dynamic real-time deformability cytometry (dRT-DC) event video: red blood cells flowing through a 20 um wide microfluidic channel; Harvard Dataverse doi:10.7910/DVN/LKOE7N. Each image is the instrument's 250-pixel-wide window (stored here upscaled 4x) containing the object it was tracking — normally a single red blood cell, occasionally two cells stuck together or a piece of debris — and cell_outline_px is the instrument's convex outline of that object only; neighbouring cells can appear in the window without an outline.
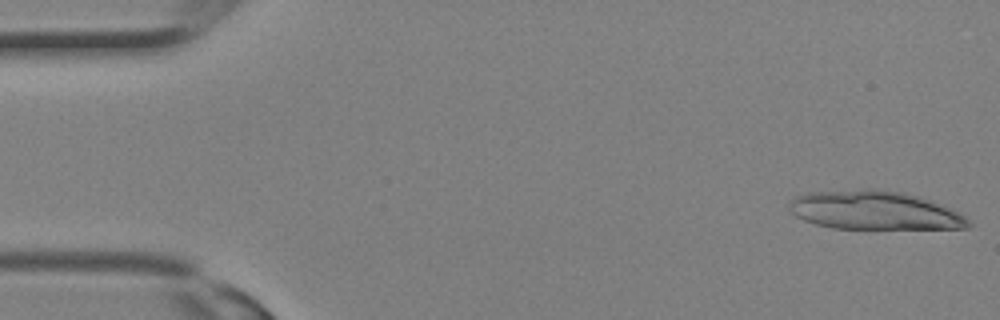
{"species": "Egyptian fruit bat (a non-hibernating species)", "species_latin": "Rousettus aegyptiacus", "temperature_condition": "room temperature", "stored_images_in_passage": 32, "camera_frame_rate_fps": 3000, "um_per_image_px": 0.085, "animal": {"sex": "female"}, "frame": {"image": 1, "passage_image": 1, "time_ms": 0.0, "image_size_px": [1000, 320], "cell_outline_px": [[972, 224], [968, 228], [832, 228], [816, 224], [804, 220], [796, 216], [788, 208], [788, 204], [796, 196], [808, 192], [868, 188], [876, 188], [904, 192], [944, 204], [960, 212]], "centroid_in_image_um": [74.35, 17.86], "position_along_channel_um": 10.7, "area_um2": 40.58}}
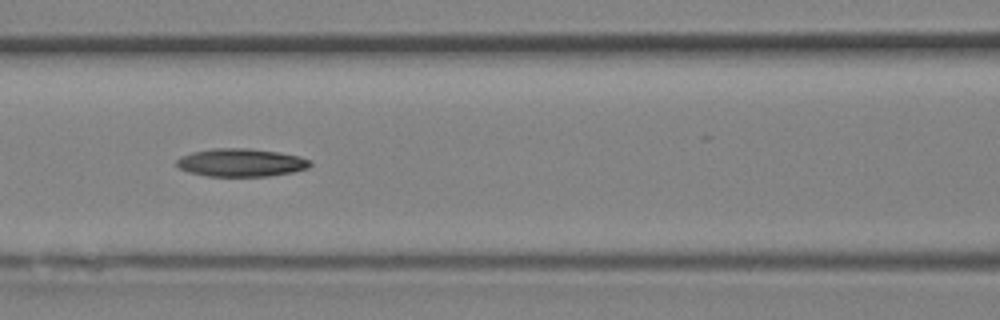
{"frame": {"image": 2, "passage_image": 14, "time_ms": 4.333, "image_size_px": [1000, 320], "cell_outline_px": [[312, 164], [308, 168], [292, 172], [268, 176], [208, 176], [188, 172], [180, 168], [176, 164], [176, 160], [180, 156], [192, 152], [212, 148], [248, 148], [280, 152], [300, 156], [312, 160]], "centroid_in_image_um": [20.5, 13.81], "position_along_channel_um": 146.1, "area_um2": 21.96}}
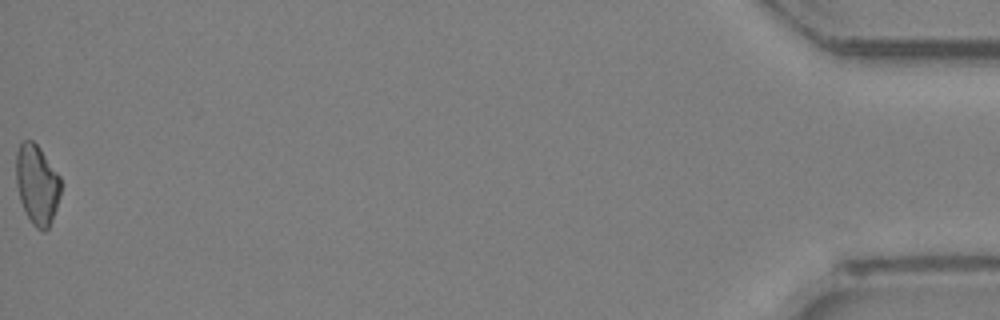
{"frame": {"image": 3, "passage_image": 32, "time_ms": 10.333, "image_size_px": [1000, 320], "cell_outline_px": [[60, 196], [52, 220], [48, 228], [44, 232], [36, 228], [32, 224], [20, 200], [16, 184], [16, 152], [20, 144], [24, 140], [32, 140], [40, 148], [60, 176]], "centroid_in_image_um": [3.14, 15.68], "position_along_channel_um": 432.1, "area_um2": 20.69}}